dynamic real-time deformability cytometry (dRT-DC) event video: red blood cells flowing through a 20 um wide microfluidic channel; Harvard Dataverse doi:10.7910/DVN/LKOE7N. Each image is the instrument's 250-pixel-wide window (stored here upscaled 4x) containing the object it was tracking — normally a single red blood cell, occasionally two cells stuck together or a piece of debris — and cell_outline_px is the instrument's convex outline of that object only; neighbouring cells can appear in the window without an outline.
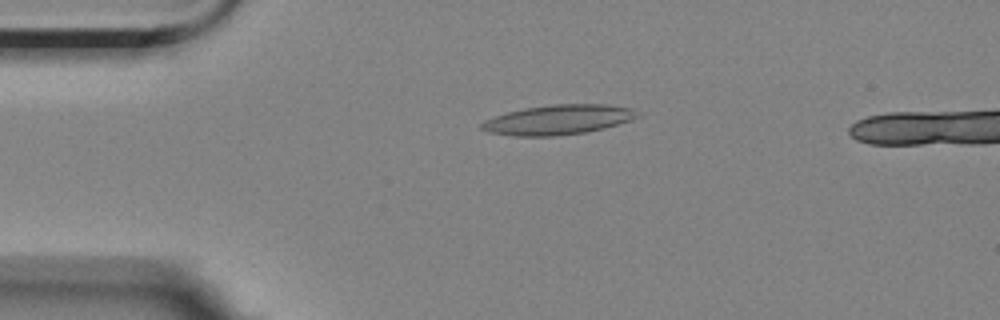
{"species": "Egyptian fruit bat (a non-hibernating species)", "species_latin": "Rousettus aegyptiacus", "temperature_condition": "room temperature", "stored_images_in_passage": 5, "camera_frame_rate_fps": 3000, "um_per_image_px": 0.085, "animal": {"sex": "female"}, "frame": {"image": 1, "passage_image": 4, "time_ms": 3.333, "image_size_px": [1000, 320], "cell_outline_px": [[640, 116], [604, 128], [584, 132], [552, 136], [512, 136], [488, 132], [480, 128], [480, 124], [484, 120], [508, 112], [524, 108], [552, 104], [608, 104], [632, 108]], "centroid_in_image_um": [47.4, 10.17], "position_along_channel_um": 37.6, "area_um2": 26.82}}